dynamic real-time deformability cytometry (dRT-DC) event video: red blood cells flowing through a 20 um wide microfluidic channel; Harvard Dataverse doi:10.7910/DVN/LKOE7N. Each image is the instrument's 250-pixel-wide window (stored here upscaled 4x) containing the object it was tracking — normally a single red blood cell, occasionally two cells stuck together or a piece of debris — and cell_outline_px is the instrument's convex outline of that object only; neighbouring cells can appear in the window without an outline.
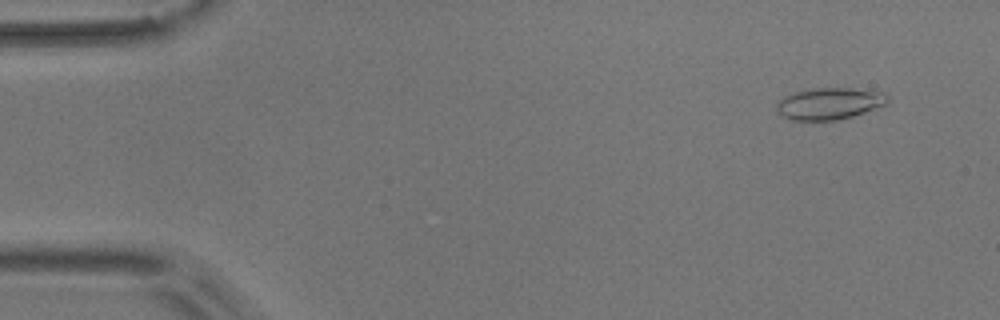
{"species": "common noctule bat (a hibernating species)", "species_latin": "Nyctalus noctula", "temperature_condition": "room temperature", "stored_images_in_passage": 10, "camera_frame_rate_fps": 3000, "um_per_image_px": 0.085, "animal": {"sex": "male", "body_mass_g": 17.9}, "frame": {"image": 1, "passage_image": 4, "time_ms": 1.0, "image_size_px": [1000, 320], "cell_outline_px": [[888, 104], [852, 116], [836, 120], [792, 120], [784, 116], [776, 108], [776, 104], [784, 96], [796, 92], [812, 88], [852, 88], [884, 92], [888, 96]], "centroid_in_image_um": [70.53, 8.79], "position_along_channel_um": 14.5, "area_um2": 20.4}}